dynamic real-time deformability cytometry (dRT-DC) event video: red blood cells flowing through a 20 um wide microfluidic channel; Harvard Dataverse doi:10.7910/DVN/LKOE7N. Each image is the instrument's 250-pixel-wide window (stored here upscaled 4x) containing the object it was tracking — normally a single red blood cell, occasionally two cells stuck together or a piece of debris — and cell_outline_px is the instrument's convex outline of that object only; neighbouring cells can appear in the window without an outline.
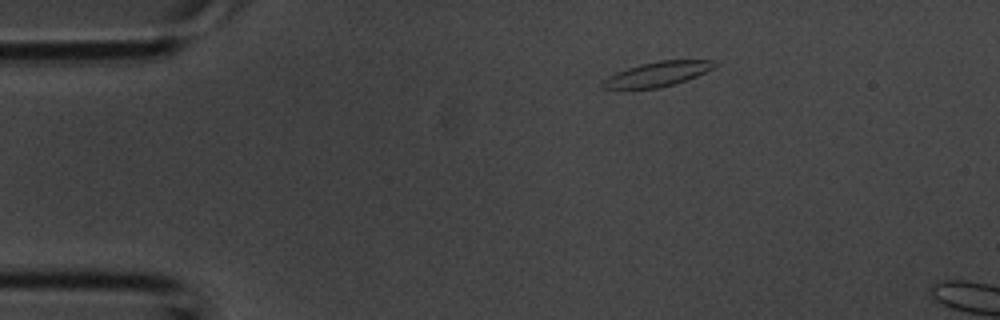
{"species": "common noctule bat (a hibernating species)", "species_latin": "Nyctalus noctula", "temperature_condition": "room temperature", "stored_images_in_passage": 2, "camera_frame_rate_fps": 3000, "um_per_image_px": 0.085, "animal": {"sex": "male", "body_mass_g": 20.1, "forearm_length_mm": 53.5}, "frame": {"image": 1, "passage_image": 1, "time_ms": 0.0, "image_size_px": [1000, 320], "cell_outline_px": [[716, 64], [712, 68], [696, 76], [672, 84], [656, 88], [600, 88], [600, 84], [608, 76], [616, 72], [640, 64], [660, 60], [716, 60]], "centroid_in_image_um": [55.85, 6.28], "position_along_channel_um": 29.2, "area_um2": 15.72}}